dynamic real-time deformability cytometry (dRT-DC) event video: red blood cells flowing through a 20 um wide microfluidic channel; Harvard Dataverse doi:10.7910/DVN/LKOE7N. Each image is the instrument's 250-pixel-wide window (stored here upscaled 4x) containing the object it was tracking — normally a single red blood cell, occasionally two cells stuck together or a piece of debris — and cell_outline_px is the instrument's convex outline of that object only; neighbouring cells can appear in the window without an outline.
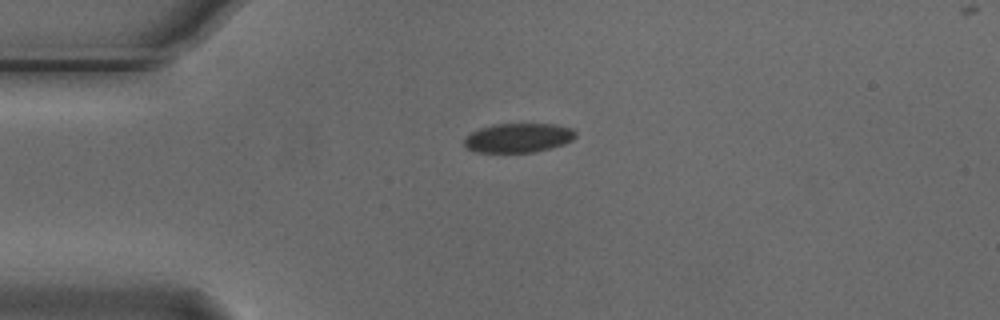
{"species": "Egyptian fruit bat (a non-hibernating species)", "species_latin": "Rousettus aegyptiacus", "temperature_condition": "cold", "stored_images_in_passage": 8, "camera_frame_rate_fps": 3000, "um_per_image_px": 0.085, "animal": {"sex": "male"}, "frame": {"image": 1, "passage_image": 1, "time_ms": 0.0, "image_size_px": [1000, 320], "cell_outline_px": [[576, 136], [572, 140], [564, 144], [552, 148], [532, 152], [476, 152], [468, 148], [464, 144], [464, 140], [472, 132], [480, 128], [492, 124], [556, 124], [572, 128], [576, 132]], "centroid_in_image_um": [44.09, 11.71], "position_along_channel_um": 40.9, "area_um2": 18.96}}
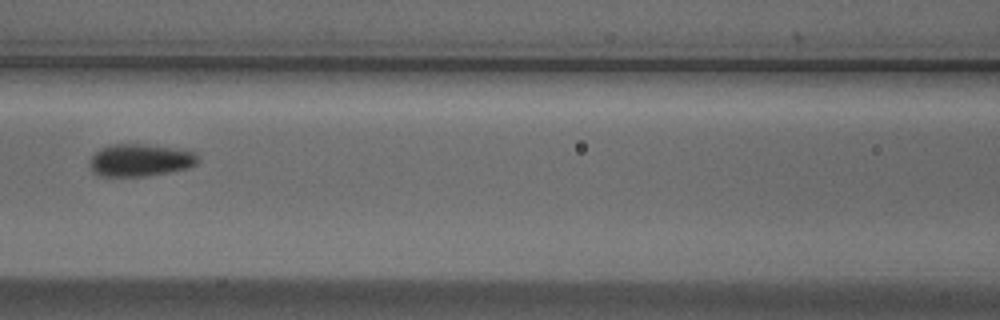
{"frame": {"image": 2, "passage_image": 4, "time_ms": 1.0, "image_size_px": [1000, 320], "cell_outline_px": [[200, 160], [196, 164], [188, 168], [168, 172], [144, 176], [100, 176], [92, 172], [88, 164], [88, 160], [100, 148], [108, 144], [140, 144], [184, 148], [196, 152]], "centroid_in_image_um": [11.92, 13.6], "position_along_channel_um": 154.7, "area_um2": 20.87}}
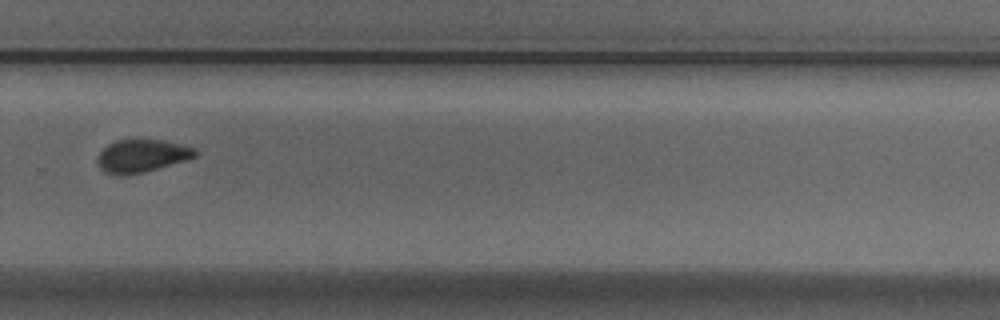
{"frame": {"image": 3, "passage_image": 8, "time_ms": 2.333, "image_size_px": [1000, 320], "cell_outline_px": [[196, 156], [184, 160], [144, 172], [120, 176], [104, 172], [100, 168], [96, 160], [100, 152], [108, 144], [116, 140], [164, 140], [196, 148]], "centroid_in_image_um": [12.01, 13.25], "position_along_channel_um": 317.8, "area_um2": 18.5}}